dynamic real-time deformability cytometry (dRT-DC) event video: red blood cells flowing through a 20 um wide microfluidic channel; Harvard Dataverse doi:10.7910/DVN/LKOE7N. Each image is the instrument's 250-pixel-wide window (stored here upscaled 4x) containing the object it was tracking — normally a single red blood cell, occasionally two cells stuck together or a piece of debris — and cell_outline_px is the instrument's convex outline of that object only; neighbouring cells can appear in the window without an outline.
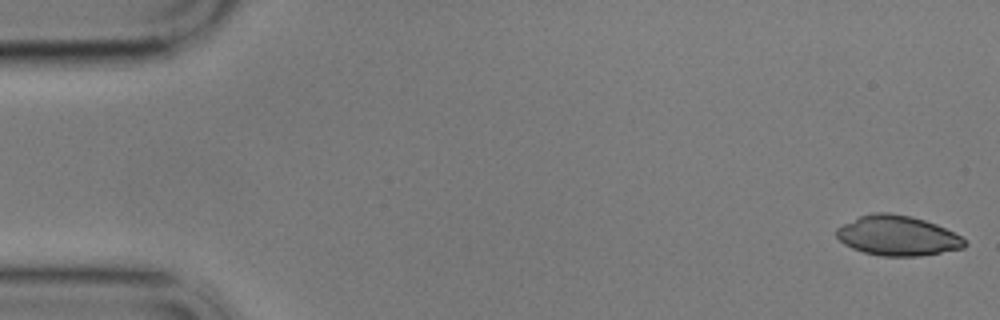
{"species": "common noctule bat (a hibernating species)", "species_latin": "Nyctalus noctula", "temperature_condition": "cold", "stored_images_in_passage": 57, "camera_frame_rate_fps": 3000, "um_per_image_px": 0.085, "animal": {"sex": "male", "body_mass_g": 17.9}, "frame": {"image": 1, "passage_image": 1, "time_ms": 0.0, "image_size_px": [1000, 320], "cell_outline_px": [[968, 244], [964, 248], [920, 256], [880, 256], [864, 252], [852, 248], [844, 244], [836, 236], [836, 228], [860, 216], [872, 212], [888, 212], [912, 216], [936, 224], [960, 236]], "centroid_in_image_um": [76.28, 20.03], "position_along_channel_um": 8.7, "area_um2": 29.77}}